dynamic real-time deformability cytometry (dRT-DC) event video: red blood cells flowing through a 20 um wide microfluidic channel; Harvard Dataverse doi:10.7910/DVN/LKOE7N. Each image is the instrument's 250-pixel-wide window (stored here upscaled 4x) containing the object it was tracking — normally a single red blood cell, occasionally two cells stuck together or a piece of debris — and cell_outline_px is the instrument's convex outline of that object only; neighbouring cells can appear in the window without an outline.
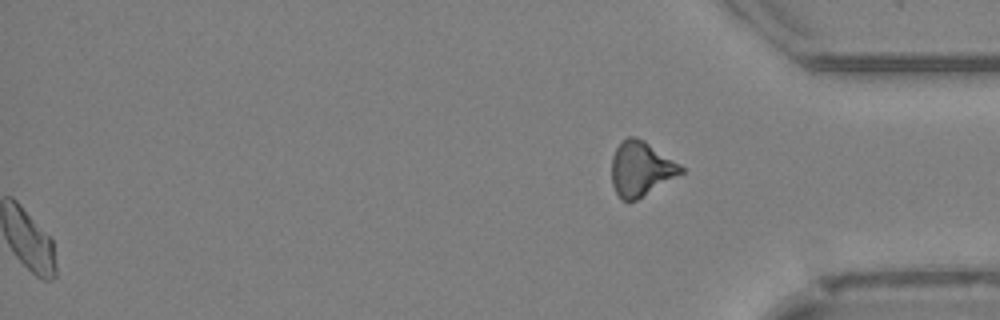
{"species": "Egyptian fruit bat (a non-hibernating species)", "species_latin": "Rousettus aegyptiacus", "temperature_condition": "cold", "stored_images_in_passage": 36, "segment_of_instrument_passage": [2, 2], "camera_frame_rate_fps": 3000, "um_per_image_px": 0.085, "animal": {"sex": "female"}, "frame": {"image": 1, "passage_image": 36, "time_ms": 11.667, "image_size_px": [1000, 320], "cell_outline_px": [[684, 172], [636, 200], [628, 204], [620, 200], [612, 184], [612, 156], [616, 148], [628, 136], [636, 136], [644, 140], [680, 164], [684, 168]], "centroid_in_image_um": [54.46, 14.37], "position_along_channel_um": 380.7, "area_um2": 22.08}}